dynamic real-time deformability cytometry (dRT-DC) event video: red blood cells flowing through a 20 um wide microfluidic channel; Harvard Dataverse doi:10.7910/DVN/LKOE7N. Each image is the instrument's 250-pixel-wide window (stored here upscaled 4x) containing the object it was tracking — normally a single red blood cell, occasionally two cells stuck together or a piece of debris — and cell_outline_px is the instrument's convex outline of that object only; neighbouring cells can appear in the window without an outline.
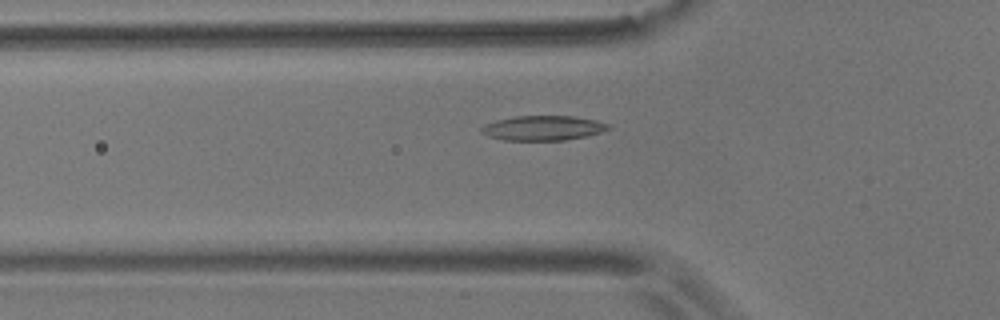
{"species": "common noctule bat (a hibernating species)", "species_latin": "Nyctalus noctula", "temperature_condition": "room temperature", "stored_images_in_passage": 46, "camera_frame_rate_fps": 3000, "um_per_image_px": 0.085, "animal": {"sex": "male", "body_mass_g": 17.9}, "frame": {"image": 1, "passage_image": 9, "time_ms": 2.667, "image_size_px": [1000, 320], "cell_outline_px": [[612, 128], [600, 132], [584, 136], [564, 140], [504, 140], [488, 136], [480, 132], [480, 128], [484, 124], [496, 120], [512, 116], [576, 116], [596, 120], [608, 124]], "centroid_in_image_um": [46.12, 10.87], "position_along_channel_um": 79.7, "area_um2": 18.32}}
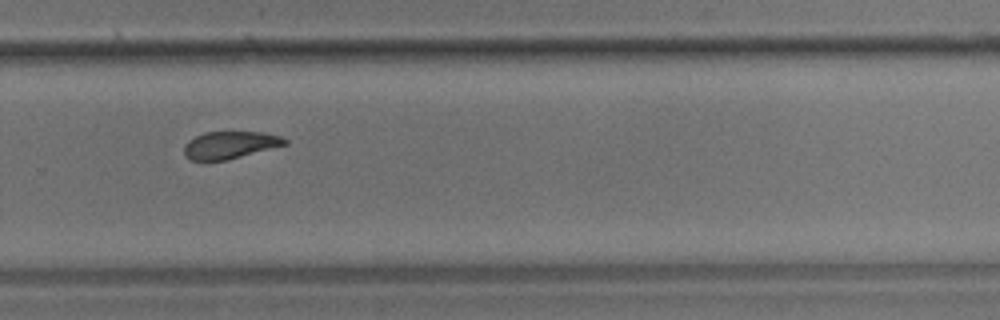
{"frame": {"image": 2, "passage_image": 28, "time_ms": 9.0, "image_size_px": [1000, 320], "cell_outline_px": [[288, 144], [224, 160], [188, 160], [184, 156], [184, 144], [188, 140], [204, 132], [264, 132], [280, 136], [288, 140]], "centroid_in_image_um": [19.52, 12.31], "position_along_channel_um": 310.3, "area_um2": 15.95}}
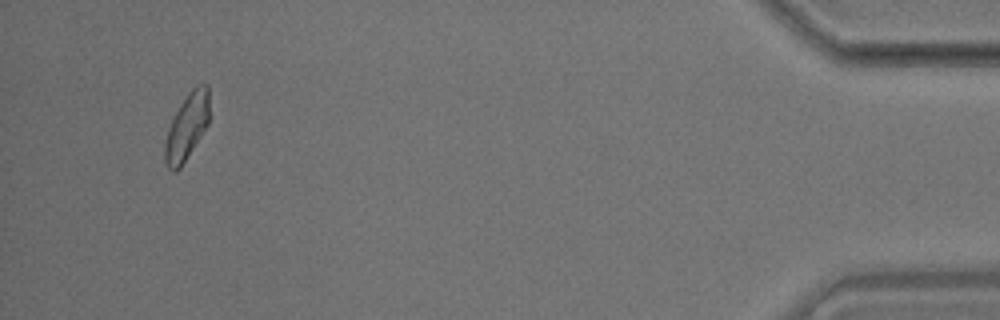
{"frame": {"image": 3, "passage_image": 43, "time_ms": 14.0, "image_size_px": [1000, 320], "cell_outline_px": [[208, 124], [180, 168], [176, 172], [172, 172], [168, 168], [164, 160], [164, 144], [168, 128], [180, 104], [188, 92], [196, 84], [208, 84]], "centroid_in_image_um": [15.86, 10.78], "position_along_channel_um": 419.3, "area_um2": 17.05}, "authors_computed_cell_mechanics": {"area_um2": 17.3111, "velocity_mm_per_s": 3.6383, "shape_relaxation_time_tau1_ms": 4.7144, "shape_relaxation_time_tau2_ms": 3.2343, "deformation_change_tau1": 0.1304, "deformation_change_tau2": 0.0891}}